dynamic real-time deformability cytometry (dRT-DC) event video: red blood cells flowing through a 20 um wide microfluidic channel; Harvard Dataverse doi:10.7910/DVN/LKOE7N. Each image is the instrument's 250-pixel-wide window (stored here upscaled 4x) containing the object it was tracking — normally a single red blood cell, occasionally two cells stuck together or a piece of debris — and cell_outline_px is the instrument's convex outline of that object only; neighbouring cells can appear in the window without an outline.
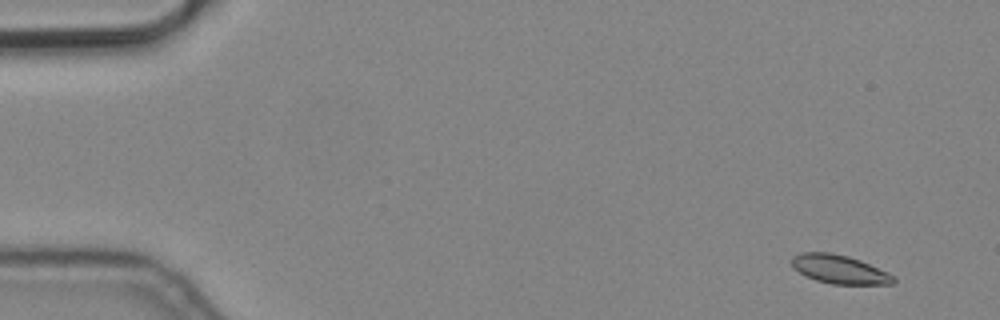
{"species": "common noctule bat (a hibernating species)", "species_latin": "Nyctalus noctula", "temperature_condition": "cold", "stored_images_in_passage": 6, "camera_frame_rate_fps": 3000, "um_per_image_px": 0.085, "animal": {"sex": "male", "body_mass_g": 19.2, "forearm_length_mm": 51.8}, "frame": {"image": 1, "passage_image": 1, "time_ms": 0.0, "image_size_px": [1000, 320], "cell_outline_px": [[896, 280], [892, 284], [832, 284], [816, 280], [792, 268], [792, 256], [800, 252], [832, 252], [848, 256], [860, 260], [888, 272], [896, 276]], "centroid_in_image_um": [71.36, 22.88], "position_along_channel_um": 13.6, "area_um2": 17.05}}
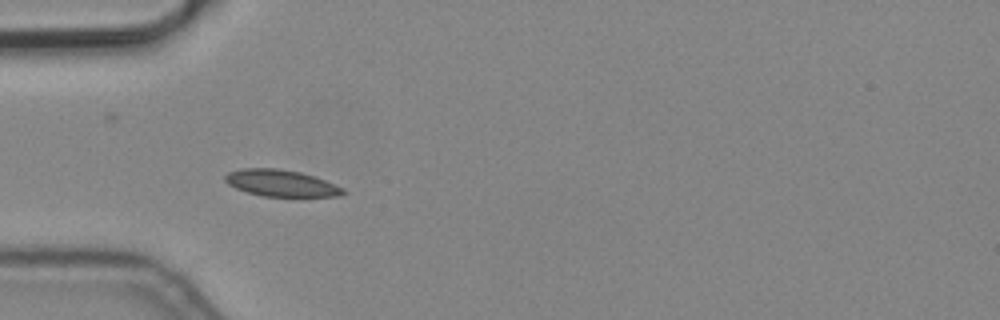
{"frame": {"image": 2, "passage_image": 5, "time_ms": 1.333, "image_size_px": [1000, 320], "cell_outline_px": [[348, 192], [340, 196], [264, 196], [248, 192], [236, 188], [228, 184], [224, 180], [224, 176], [228, 172], [244, 168], [276, 168], [300, 172], [324, 180], [344, 188]], "centroid_in_image_um": [23.89, 15.56], "position_along_channel_um": 61.1, "area_um2": 18.15}}
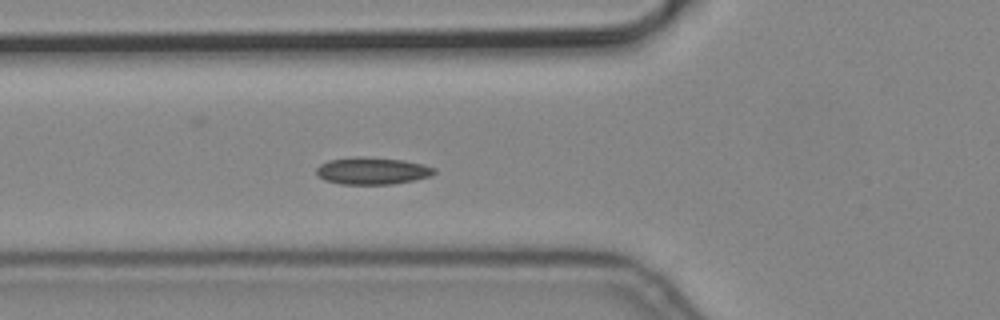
{"frame": {"image": 3, "passage_image": 6, "time_ms": 1.667, "image_size_px": [1000, 320], "cell_outline_px": [[436, 172], [432, 176], [416, 180], [392, 184], [340, 184], [324, 180], [316, 172], [316, 168], [320, 164], [328, 160], [352, 156], [360, 156], [404, 160], [424, 164], [436, 168]], "centroid_in_image_um": [31.67, 14.51], "position_along_channel_um": 94.1, "area_um2": 18.9}}